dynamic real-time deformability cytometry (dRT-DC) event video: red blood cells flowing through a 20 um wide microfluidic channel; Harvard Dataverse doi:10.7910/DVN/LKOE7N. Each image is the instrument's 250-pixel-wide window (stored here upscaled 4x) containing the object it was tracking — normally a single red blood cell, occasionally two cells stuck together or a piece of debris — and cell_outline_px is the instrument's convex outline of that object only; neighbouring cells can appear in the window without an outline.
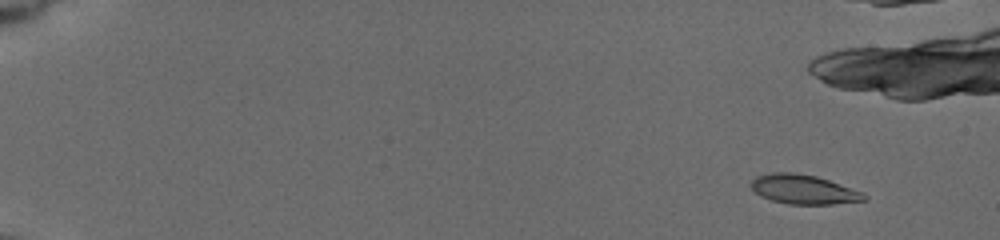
{"species": "common noctule bat (a hibernating species)", "species_latin": "Nyctalus noctula", "temperature_condition": "cold", "stored_images_in_passage": 27, "camera_frame_rate_fps": 3000, "um_per_image_px": 0.085, "animal": {"sex": "female", "body_mass_g": 19.5, "forearm_length_mm": 54.1}, "frame": {"image": 1, "passage_image": 3, "time_ms": 0.667, "image_size_px": [1000, 240], "cell_outline_px": [[868, 200], [832, 204], [788, 204], [772, 200], [760, 196], [748, 184], [756, 176], [772, 172], [792, 172], [816, 176], [864, 192], [868, 196]], "centroid_in_image_um": [68.31, 16.1], "position_along_channel_um": 16.7, "area_um2": 19.42}}
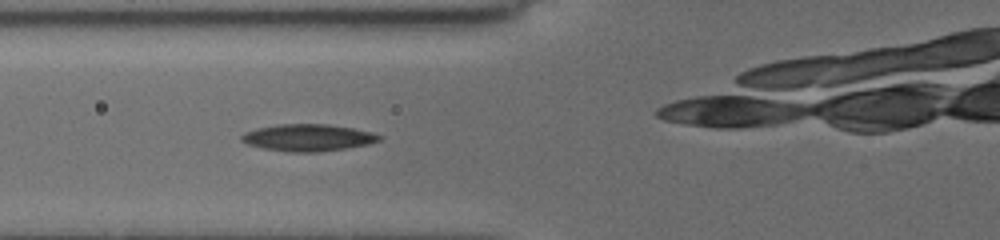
{"frame": {"image": 2, "passage_image": 22, "time_ms": 7.0, "image_size_px": [1000, 240], "cell_outline_px": [[384, 136], [380, 140], [368, 144], [320, 152], [288, 152], [260, 148], [248, 144], [240, 140], [240, 136], [244, 132], [256, 128], [276, 124], [328, 124], [352, 128], [372, 132]], "centroid_in_image_um": [26.14, 11.7], "position_along_channel_um": 99.7, "area_um2": 21.79}}
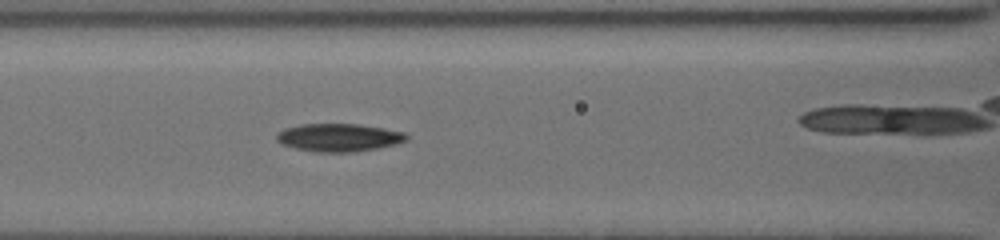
{"frame": {"image": 3, "passage_image": 25, "time_ms": 8.0, "image_size_px": [1000, 240], "cell_outline_px": [[408, 140], [396, 144], [380, 148], [352, 152], [316, 152], [296, 148], [280, 144], [276, 140], [276, 132], [284, 128], [300, 124], [356, 124], [384, 128], [404, 132], [408, 136]], "centroid_in_image_um": [28.78, 11.69], "position_along_channel_um": 137.8, "area_um2": 21.33}}